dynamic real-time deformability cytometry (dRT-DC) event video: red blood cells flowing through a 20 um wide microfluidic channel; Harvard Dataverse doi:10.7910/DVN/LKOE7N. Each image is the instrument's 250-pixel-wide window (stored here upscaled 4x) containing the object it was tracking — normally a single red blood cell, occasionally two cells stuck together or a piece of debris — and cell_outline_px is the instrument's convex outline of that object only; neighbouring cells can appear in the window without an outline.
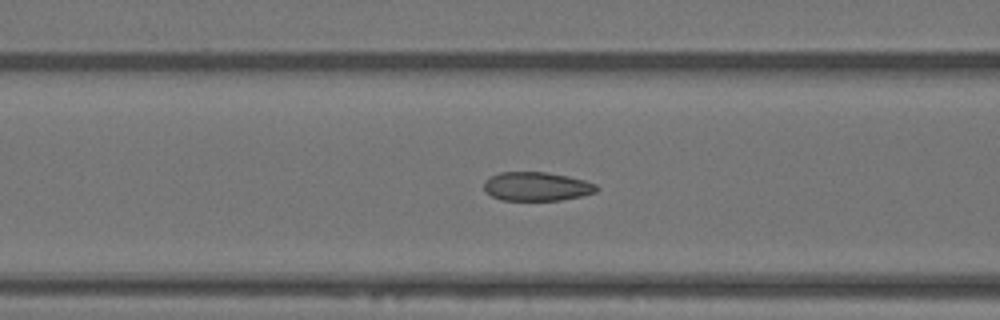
{"species": "Egyptian fruit bat (a non-hibernating species)", "species_latin": "Rousettus aegyptiacus", "temperature_condition": "warm", "stored_images_in_passage": 25, "camera_frame_rate_fps": 3000, "um_per_image_px": 0.085, "animal": {"sex": "female"}, "frame": {"image": 1, "passage_image": 22, "time_ms": 7.0, "image_size_px": [1000, 320], "cell_outline_px": [[600, 188], [596, 192], [580, 196], [560, 200], [500, 200], [492, 196], [484, 188], [484, 180], [500, 172], [544, 172], [568, 176], [584, 180], [596, 184]], "centroid_in_image_um": [45.63, 15.85], "position_along_channel_um": 121.0, "area_um2": 18.84}}
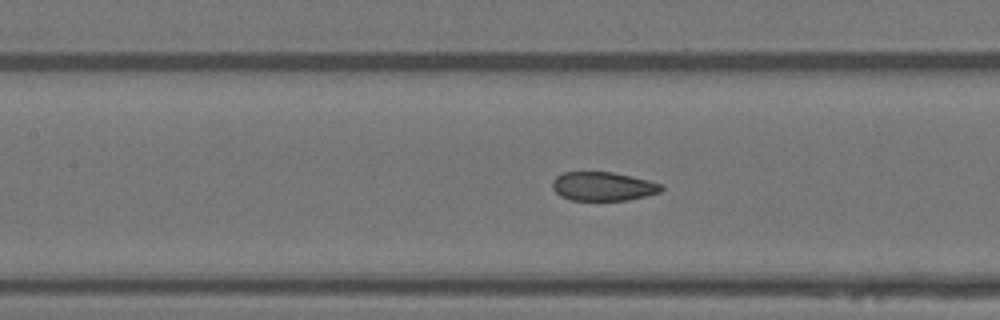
{"frame": {"image": 2, "passage_image": 25, "time_ms": 8.0, "image_size_px": [1000, 320], "cell_outline_px": [[664, 188], [660, 192], [628, 200], [572, 200], [560, 196], [552, 188], [552, 180], [556, 176], [564, 172], [612, 172], [648, 180], [660, 184]], "centroid_in_image_um": [51.22, 15.84], "position_along_channel_um": 156.2, "area_um2": 18.21}}